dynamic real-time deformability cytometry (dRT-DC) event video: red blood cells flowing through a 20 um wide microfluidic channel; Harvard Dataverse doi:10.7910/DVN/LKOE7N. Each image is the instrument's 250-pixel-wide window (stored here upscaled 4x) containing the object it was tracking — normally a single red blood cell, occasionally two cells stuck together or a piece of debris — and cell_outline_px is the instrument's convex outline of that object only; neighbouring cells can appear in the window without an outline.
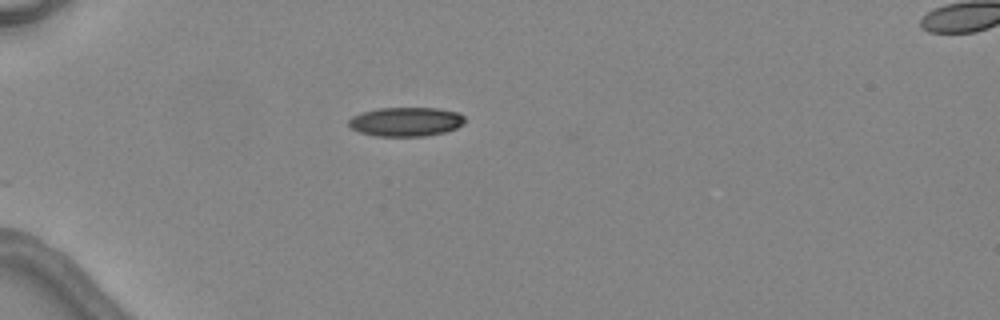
{"species": "common noctule bat (a hibernating species)", "species_latin": "Nyctalus noctula", "temperature_condition": "warm", "stored_images_in_passage": 2, "segment_of_instrument_passage": [1, 2], "camera_frame_rate_fps": 3000, "um_per_image_px": 0.085, "animal": {"sex": "female", "body_mass_g": 24.6, "forearm_length_mm": 56.2}, "frame": {"image": 1, "passage_image": 1, "time_ms": 0.0, "image_size_px": [1000, 320], "cell_outline_px": [[464, 124], [456, 128], [444, 132], [424, 136], [376, 136], [360, 132], [352, 128], [348, 124], [348, 120], [352, 116], [360, 112], [380, 108], [440, 108], [460, 112], [464, 116]], "centroid_in_image_um": [34.51, 10.33], "position_along_channel_um": 50.5, "area_um2": 19.83}}